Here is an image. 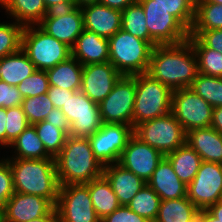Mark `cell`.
I'll return each instance as SVG.
<instances>
[{
    "label": "cell",
    "mask_w": 222,
    "mask_h": 222,
    "mask_svg": "<svg viewBox=\"0 0 222 222\" xmlns=\"http://www.w3.org/2000/svg\"><path fill=\"white\" fill-rule=\"evenodd\" d=\"M103 175L110 182L119 204L124 206H127L147 184L142 178L124 169L118 163L104 166Z\"/></svg>",
    "instance_id": "cell-20"
},
{
    "label": "cell",
    "mask_w": 222,
    "mask_h": 222,
    "mask_svg": "<svg viewBox=\"0 0 222 222\" xmlns=\"http://www.w3.org/2000/svg\"><path fill=\"white\" fill-rule=\"evenodd\" d=\"M23 29L14 20L0 22V59L21 49Z\"/></svg>",
    "instance_id": "cell-38"
},
{
    "label": "cell",
    "mask_w": 222,
    "mask_h": 222,
    "mask_svg": "<svg viewBox=\"0 0 222 222\" xmlns=\"http://www.w3.org/2000/svg\"><path fill=\"white\" fill-rule=\"evenodd\" d=\"M196 2H212L215 4H222V0H196Z\"/></svg>",
    "instance_id": "cell-56"
},
{
    "label": "cell",
    "mask_w": 222,
    "mask_h": 222,
    "mask_svg": "<svg viewBox=\"0 0 222 222\" xmlns=\"http://www.w3.org/2000/svg\"><path fill=\"white\" fill-rule=\"evenodd\" d=\"M171 112L186 133L211 127L213 107L191 88L173 90Z\"/></svg>",
    "instance_id": "cell-9"
},
{
    "label": "cell",
    "mask_w": 222,
    "mask_h": 222,
    "mask_svg": "<svg viewBox=\"0 0 222 222\" xmlns=\"http://www.w3.org/2000/svg\"><path fill=\"white\" fill-rule=\"evenodd\" d=\"M33 126L46 151L55 158L65 145L68 135L62 129L45 120L37 122Z\"/></svg>",
    "instance_id": "cell-37"
},
{
    "label": "cell",
    "mask_w": 222,
    "mask_h": 222,
    "mask_svg": "<svg viewBox=\"0 0 222 222\" xmlns=\"http://www.w3.org/2000/svg\"><path fill=\"white\" fill-rule=\"evenodd\" d=\"M61 111L70 123L69 136L88 138L101 128L99 104L81 90L68 98Z\"/></svg>",
    "instance_id": "cell-10"
},
{
    "label": "cell",
    "mask_w": 222,
    "mask_h": 222,
    "mask_svg": "<svg viewBox=\"0 0 222 222\" xmlns=\"http://www.w3.org/2000/svg\"><path fill=\"white\" fill-rule=\"evenodd\" d=\"M13 175L9 161L0 156V208L4 210L7 201L14 193Z\"/></svg>",
    "instance_id": "cell-42"
},
{
    "label": "cell",
    "mask_w": 222,
    "mask_h": 222,
    "mask_svg": "<svg viewBox=\"0 0 222 222\" xmlns=\"http://www.w3.org/2000/svg\"><path fill=\"white\" fill-rule=\"evenodd\" d=\"M6 108H0V146L6 149Z\"/></svg>",
    "instance_id": "cell-50"
},
{
    "label": "cell",
    "mask_w": 222,
    "mask_h": 222,
    "mask_svg": "<svg viewBox=\"0 0 222 222\" xmlns=\"http://www.w3.org/2000/svg\"><path fill=\"white\" fill-rule=\"evenodd\" d=\"M136 96L132 115V126L164 116L171 112L173 90L149 74H137Z\"/></svg>",
    "instance_id": "cell-5"
},
{
    "label": "cell",
    "mask_w": 222,
    "mask_h": 222,
    "mask_svg": "<svg viewBox=\"0 0 222 222\" xmlns=\"http://www.w3.org/2000/svg\"><path fill=\"white\" fill-rule=\"evenodd\" d=\"M54 159L60 186L86 184L103 175L104 166L95 158L88 138L68 135Z\"/></svg>",
    "instance_id": "cell-2"
},
{
    "label": "cell",
    "mask_w": 222,
    "mask_h": 222,
    "mask_svg": "<svg viewBox=\"0 0 222 222\" xmlns=\"http://www.w3.org/2000/svg\"><path fill=\"white\" fill-rule=\"evenodd\" d=\"M45 121L50 122L52 125L62 129L67 135L69 134L70 123L61 109L53 108L47 115Z\"/></svg>",
    "instance_id": "cell-47"
},
{
    "label": "cell",
    "mask_w": 222,
    "mask_h": 222,
    "mask_svg": "<svg viewBox=\"0 0 222 222\" xmlns=\"http://www.w3.org/2000/svg\"><path fill=\"white\" fill-rule=\"evenodd\" d=\"M190 88L213 108L222 106V77L198 73Z\"/></svg>",
    "instance_id": "cell-35"
},
{
    "label": "cell",
    "mask_w": 222,
    "mask_h": 222,
    "mask_svg": "<svg viewBox=\"0 0 222 222\" xmlns=\"http://www.w3.org/2000/svg\"><path fill=\"white\" fill-rule=\"evenodd\" d=\"M160 202L159 195L146 184L129 202L127 207L149 222H154L158 215Z\"/></svg>",
    "instance_id": "cell-33"
},
{
    "label": "cell",
    "mask_w": 222,
    "mask_h": 222,
    "mask_svg": "<svg viewBox=\"0 0 222 222\" xmlns=\"http://www.w3.org/2000/svg\"><path fill=\"white\" fill-rule=\"evenodd\" d=\"M55 209L59 222H101L85 184L60 186Z\"/></svg>",
    "instance_id": "cell-11"
},
{
    "label": "cell",
    "mask_w": 222,
    "mask_h": 222,
    "mask_svg": "<svg viewBox=\"0 0 222 222\" xmlns=\"http://www.w3.org/2000/svg\"><path fill=\"white\" fill-rule=\"evenodd\" d=\"M6 149L30 125L22 106L6 108Z\"/></svg>",
    "instance_id": "cell-40"
},
{
    "label": "cell",
    "mask_w": 222,
    "mask_h": 222,
    "mask_svg": "<svg viewBox=\"0 0 222 222\" xmlns=\"http://www.w3.org/2000/svg\"><path fill=\"white\" fill-rule=\"evenodd\" d=\"M6 159L12 171L15 192L40 196L56 205L60 184L54 158Z\"/></svg>",
    "instance_id": "cell-3"
},
{
    "label": "cell",
    "mask_w": 222,
    "mask_h": 222,
    "mask_svg": "<svg viewBox=\"0 0 222 222\" xmlns=\"http://www.w3.org/2000/svg\"><path fill=\"white\" fill-rule=\"evenodd\" d=\"M89 189L93 208L100 220L113 213L121 205L110 182L104 175L85 184Z\"/></svg>",
    "instance_id": "cell-27"
},
{
    "label": "cell",
    "mask_w": 222,
    "mask_h": 222,
    "mask_svg": "<svg viewBox=\"0 0 222 222\" xmlns=\"http://www.w3.org/2000/svg\"><path fill=\"white\" fill-rule=\"evenodd\" d=\"M109 62L121 75L147 73L153 47L145 40L120 29L109 39Z\"/></svg>",
    "instance_id": "cell-4"
},
{
    "label": "cell",
    "mask_w": 222,
    "mask_h": 222,
    "mask_svg": "<svg viewBox=\"0 0 222 222\" xmlns=\"http://www.w3.org/2000/svg\"><path fill=\"white\" fill-rule=\"evenodd\" d=\"M134 37L149 43V31L146 25V15L142 5L136 1L122 11V27Z\"/></svg>",
    "instance_id": "cell-34"
},
{
    "label": "cell",
    "mask_w": 222,
    "mask_h": 222,
    "mask_svg": "<svg viewBox=\"0 0 222 222\" xmlns=\"http://www.w3.org/2000/svg\"><path fill=\"white\" fill-rule=\"evenodd\" d=\"M0 6L7 18L23 26L38 25L48 13L43 0H0Z\"/></svg>",
    "instance_id": "cell-24"
},
{
    "label": "cell",
    "mask_w": 222,
    "mask_h": 222,
    "mask_svg": "<svg viewBox=\"0 0 222 222\" xmlns=\"http://www.w3.org/2000/svg\"><path fill=\"white\" fill-rule=\"evenodd\" d=\"M199 217L201 218V222H219L206 209L199 210Z\"/></svg>",
    "instance_id": "cell-54"
},
{
    "label": "cell",
    "mask_w": 222,
    "mask_h": 222,
    "mask_svg": "<svg viewBox=\"0 0 222 222\" xmlns=\"http://www.w3.org/2000/svg\"><path fill=\"white\" fill-rule=\"evenodd\" d=\"M187 197L199 210L222 200V164L202 161L187 186Z\"/></svg>",
    "instance_id": "cell-13"
},
{
    "label": "cell",
    "mask_w": 222,
    "mask_h": 222,
    "mask_svg": "<svg viewBox=\"0 0 222 222\" xmlns=\"http://www.w3.org/2000/svg\"><path fill=\"white\" fill-rule=\"evenodd\" d=\"M206 210L219 222H222V200L209 206Z\"/></svg>",
    "instance_id": "cell-52"
},
{
    "label": "cell",
    "mask_w": 222,
    "mask_h": 222,
    "mask_svg": "<svg viewBox=\"0 0 222 222\" xmlns=\"http://www.w3.org/2000/svg\"><path fill=\"white\" fill-rule=\"evenodd\" d=\"M192 222H201V218L198 216L194 221Z\"/></svg>",
    "instance_id": "cell-58"
},
{
    "label": "cell",
    "mask_w": 222,
    "mask_h": 222,
    "mask_svg": "<svg viewBox=\"0 0 222 222\" xmlns=\"http://www.w3.org/2000/svg\"><path fill=\"white\" fill-rule=\"evenodd\" d=\"M101 222H149L144 217L133 212L127 206L121 205L113 213L107 215Z\"/></svg>",
    "instance_id": "cell-45"
},
{
    "label": "cell",
    "mask_w": 222,
    "mask_h": 222,
    "mask_svg": "<svg viewBox=\"0 0 222 222\" xmlns=\"http://www.w3.org/2000/svg\"><path fill=\"white\" fill-rule=\"evenodd\" d=\"M122 75L108 61L83 66L81 91L99 104L112 91Z\"/></svg>",
    "instance_id": "cell-17"
},
{
    "label": "cell",
    "mask_w": 222,
    "mask_h": 222,
    "mask_svg": "<svg viewBox=\"0 0 222 222\" xmlns=\"http://www.w3.org/2000/svg\"><path fill=\"white\" fill-rule=\"evenodd\" d=\"M43 2L48 12L75 6L74 0H43Z\"/></svg>",
    "instance_id": "cell-48"
},
{
    "label": "cell",
    "mask_w": 222,
    "mask_h": 222,
    "mask_svg": "<svg viewBox=\"0 0 222 222\" xmlns=\"http://www.w3.org/2000/svg\"><path fill=\"white\" fill-rule=\"evenodd\" d=\"M72 57L83 66L88 64L105 63L109 61V41L98 36L95 32L86 30L77 37L71 48Z\"/></svg>",
    "instance_id": "cell-21"
},
{
    "label": "cell",
    "mask_w": 222,
    "mask_h": 222,
    "mask_svg": "<svg viewBox=\"0 0 222 222\" xmlns=\"http://www.w3.org/2000/svg\"><path fill=\"white\" fill-rule=\"evenodd\" d=\"M134 134L164 156L186 143V132L172 112L138 124Z\"/></svg>",
    "instance_id": "cell-7"
},
{
    "label": "cell",
    "mask_w": 222,
    "mask_h": 222,
    "mask_svg": "<svg viewBox=\"0 0 222 222\" xmlns=\"http://www.w3.org/2000/svg\"><path fill=\"white\" fill-rule=\"evenodd\" d=\"M23 99L17 86H11L0 80V108L21 106Z\"/></svg>",
    "instance_id": "cell-44"
},
{
    "label": "cell",
    "mask_w": 222,
    "mask_h": 222,
    "mask_svg": "<svg viewBox=\"0 0 222 222\" xmlns=\"http://www.w3.org/2000/svg\"><path fill=\"white\" fill-rule=\"evenodd\" d=\"M0 222H3V210L0 208Z\"/></svg>",
    "instance_id": "cell-57"
},
{
    "label": "cell",
    "mask_w": 222,
    "mask_h": 222,
    "mask_svg": "<svg viewBox=\"0 0 222 222\" xmlns=\"http://www.w3.org/2000/svg\"><path fill=\"white\" fill-rule=\"evenodd\" d=\"M198 61V72L208 76L222 77V53L207 48L197 37H189Z\"/></svg>",
    "instance_id": "cell-32"
},
{
    "label": "cell",
    "mask_w": 222,
    "mask_h": 222,
    "mask_svg": "<svg viewBox=\"0 0 222 222\" xmlns=\"http://www.w3.org/2000/svg\"><path fill=\"white\" fill-rule=\"evenodd\" d=\"M84 29L109 39L122 27V11L98 2L81 7Z\"/></svg>",
    "instance_id": "cell-19"
},
{
    "label": "cell",
    "mask_w": 222,
    "mask_h": 222,
    "mask_svg": "<svg viewBox=\"0 0 222 222\" xmlns=\"http://www.w3.org/2000/svg\"><path fill=\"white\" fill-rule=\"evenodd\" d=\"M199 216V209L188 199L162 200L154 222H192Z\"/></svg>",
    "instance_id": "cell-30"
},
{
    "label": "cell",
    "mask_w": 222,
    "mask_h": 222,
    "mask_svg": "<svg viewBox=\"0 0 222 222\" xmlns=\"http://www.w3.org/2000/svg\"><path fill=\"white\" fill-rule=\"evenodd\" d=\"M172 164L175 174L188 186L196 176L202 159L187 143L165 156Z\"/></svg>",
    "instance_id": "cell-29"
},
{
    "label": "cell",
    "mask_w": 222,
    "mask_h": 222,
    "mask_svg": "<svg viewBox=\"0 0 222 222\" xmlns=\"http://www.w3.org/2000/svg\"><path fill=\"white\" fill-rule=\"evenodd\" d=\"M27 222H59L58 214L56 209L54 208L48 215L42 216L37 219H33Z\"/></svg>",
    "instance_id": "cell-53"
},
{
    "label": "cell",
    "mask_w": 222,
    "mask_h": 222,
    "mask_svg": "<svg viewBox=\"0 0 222 222\" xmlns=\"http://www.w3.org/2000/svg\"><path fill=\"white\" fill-rule=\"evenodd\" d=\"M49 81L45 70H36L17 85L23 98L35 97L47 93Z\"/></svg>",
    "instance_id": "cell-41"
},
{
    "label": "cell",
    "mask_w": 222,
    "mask_h": 222,
    "mask_svg": "<svg viewBox=\"0 0 222 222\" xmlns=\"http://www.w3.org/2000/svg\"><path fill=\"white\" fill-rule=\"evenodd\" d=\"M21 49L37 70H47L72 56L71 47L48 35L38 25L24 26Z\"/></svg>",
    "instance_id": "cell-6"
},
{
    "label": "cell",
    "mask_w": 222,
    "mask_h": 222,
    "mask_svg": "<svg viewBox=\"0 0 222 222\" xmlns=\"http://www.w3.org/2000/svg\"><path fill=\"white\" fill-rule=\"evenodd\" d=\"M36 70L22 49L0 59V80L11 86H17Z\"/></svg>",
    "instance_id": "cell-25"
},
{
    "label": "cell",
    "mask_w": 222,
    "mask_h": 222,
    "mask_svg": "<svg viewBox=\"0 0 222 222\" xmlns=\"http://www.w3.org/2000/svg\"><path fill=\"white\" fill-rule=\"evenodd\" d=\"M198 73L197 56L188 40L153 47L147 74L172 90L190 88Z\"/></svg>",
    "instance_id": "cell-1"
},
{
    "label": "cell",
    "mask_w": 222,
    "mask_h": 222,
    "mask_svg": "<svg viewBox=\"0 0 222 222\" xmlns=\"http://www.w3.org/2000/svg\"><path fill=\"white\" fill-rule=\"evenodd\" d=\"M149 31V44L176 45L188 40L190 32L160 6L142 5Z\"/></svg>",
    "instance_id": "cell-14"
},
{
    "label": "cell",
    "mask_w": 222,
    "mask_h": 222,
    "mask_svg": "<svg viewBox=\"0 0 222 222\" xmlns=\"http://www.w3.org/2000/svg\"><path fill=\"white\" fill-rule=\"evenodd\" d=\"M211 127L222 134V106L213 108Z\"/></svg>",
    "instance_id": "cell-51"
},
{
    "label": "cell",
    "mask_w": 222,
    "mask_h": 222,
    "mask_svg": "<svg viewBox=\"0 0 222 222\" xmlns=\"http://www.w3.org/2000/svg\"><path fill=\"white\" fill-rule=\"evenodd\" d=\"M141 5L160 6L173 15L189 32L195 19L196 0H137Z\"/></svg>",
    "instance_id": "cell-31"
},
{
    "label": "cell",
    "mask_w": 222,
    "mask_h": 222,
    "mask_svg": "<svg viewBox=\"0 0 222 222\" xmlns=\"http://www.w3.org/2000/svg\"><path fill=\"white\" fill-rule=\"evenodd\" d=\"M21 106L30 125L44 121L54 108L47 93L36 95L35 97L24 98Z\"/></svg>",
    "instance_id": "cell-39"
},
{
    "label": "cell",
    "mask_w": 222,
    "mask_h": 222,
    "mask_svg": "<svg viewBox=\"0 0 222 222\" xmlns=\"http://www.w3.org/2000/svg\"><path fill=\"white\" fill-rule=\"evenodd\" d=\"M45 71L50 86L62 87L75 92L81 89L83 65L72 56Z\"/></svg>",
    "instance_id": "cell-26"
},
{
    "label": "cell",
    "mask_w": 222,
    "mask_h": 222,
    "mask_svg": "<svg viewBox=\"0 0 222 222\" xmlns=\"http://www.w3.org/2000/svg\"><path fill=\"white\" fill-rule=\"evenodd\" d=\"M135 96V75H122L115 83L112 91L99 103L102 123L132 126Z\"/></svg>",
    "instance_id": "cell-8"
},
{
    "label": "cell",
    "mask_w": 222,
    "mask_h": 222,
    "mask_svg": "<svg viewBox=\"0 0 222 222\" xmlns=\"http://www.w3.org/2000/svg\"><path fill=\"white\" fill-rule=\"evenodd\" d=\"M74 92L75 91H70L62 87L60 88L57 86H49L47 95L48 98L52 101L54 108L61 109Z\"/></svg>",
    "instance_id": "cell-46"
},
{
    "label": "cell",
    "mask_w": 222,
    "mask_h": 222,
    "mask_svg": "<svg viewBox=\"0 0 222 222\" xmlns=\"http://www.w3.org/2000/svg\"><path fill=\"white\" fill-rule=\"evenodd\" d=\"M134 134L131 125L102 123L101 128L88 137L95 158L103 165L118 163L129 139Z\"/></svg>",
    "instance_id": "cell-12"
},
{
    "label": "cell",
    "mask_w": 222,
    "mask_h": 222,
    "mask_svg": "<svg viewBox=\"0 0 222 222\" xmlns=\"http://www.w3.org/2000/svg\"><path fill=\"white\" fill-rule=\"evenodd\" d=\"M137 0H100V3L107 7L123 11L127 6Z\"/></svg>",
    "instance_id": "cell-49"
},
{
    "label": "cell",
    "mask_w": 222,
    "mask_h": 222,
    "mask_svg": "<svg viewBox=\"0 0 222 222\" xmlns=\"http://www.w3.org/2000/svg\"><path fill=\"white\" fill-rule=\"evenodd\" d=\"M147 184L162 200H174L187 196V186L175 174L172 164L164 157Z\"/></svg>",
    "instance_id": "cell-22"
},
{
    "label": "cell",
    "mask_w": 222,
    "mask_h": 222,
    "mask_svg": "<svg viewBox=\"0 0 222 222\" xmlns=\"http://www.w3.org/2000/svg\"><path fill=\"white\" fill-rule=\"evenodd\" d=\"M189 37H197L207 48L222 53V29L190 30Z\"/></svg>",
    "instance_id": "cell-43"
},
{
    "label": "cell",
    "mask_w": 222,
    "mask_h": 222,
    "mask_svg": "<svg viewBox=\"0 0 222 222\" xmlns=\"http://www.w3.org/2000/svg\"><path fill=\"white\" fill-rule=\"evenodd\" d=\"M38 26L48 35L72 48L77 37L84 31L81 7L73 6L67 9L50 11Z\"/></svg>",
    "instance_id": "cell-15"
},
{
    "label": "cell",
    "mask_w": 222,
    "mask_h": 222,
    "mask_svg": "<svg viewBox=\"0 0 222 222\" xmlns=\"http://www.w3.org/2000/svg\"><path fill=\"white\" fill-rule=\"evenodd\" d=\"M164 157L157 149L133 134L123 150L118 164L147 183Z\"/></svg>",
    "instance_id": "cell-16"
},
{
    "label": "cell",
    "mask_w": 222,
    "mask_h": 222,
    "mask_svg": "<svg viewBox=\"0 0 222 222\" xmlns=\"http://www.w3.org/2000/svg\"><path fill=\"white\" fill-rule=\"evenodd\" d=\"M100 0H74L75 6L83 7L90 4L98 3Z\"/></svg>",
    "instance_id": "cell-55"
},
{
    "label": "cell",
    "mask_w": 222,
    "mask_h": 222,
    "mask_svg": "<svg viewBox=\"0 0 222 222\" xmlns=\"http://www.w3.org/2000/svg\"><path fill=\"white\" fill-rule=\"evenodd\" d=\"M186 143L200 155L202 161L222 164V134L213 127L187 132Z\"/></svg>",
    "instance_id": "cell-23"
},
{
    "label": "cell",
    "mask_w": 222,
    "mask_h": 222,
    "mask_svg": "<svg viewBox=\"0 0 222 222\" xmlns=\"http://www.w3.org/2000/svg\"><path fill=\"white\" fill-rule=\"evenodd\" d=\"M222 29V4L196 2L195 19L191 30Z\"/></svg>",
    "instance_id": "cell-36"
},
{
    "label": "cell",
    "mask_w": 222,
    "mask_h": 222,
    "mask_svg": "<svg viewBox=\"0 0 222 222\" xmlns=\"http://www.w3.org/2000/svg\"><path fill=\"white\" fill-rule=\"evenodd\" d=\"M11 156L5 158L44 159L53 158L45 149L33 125H29L8 147ZM13 151V152H12Z\"/></svg>",
    "instance_id": "cell-28"
},
{
    "label": "cell",
    "mask_w": 222,
    "mask_h": 222,
    "mask_svg": "<svg viewBox=\"0 0 222 222\" xmlns=\"http://www.w3.org/2000/svg\"><path fill=\"white\" fill-rule=\"evenodd\" d=\"M54 208L49 199L14 192L3 210V222H27L48 215Z\"/></svg>",
    "instance_id": "cell-18"
}]
</instances>
